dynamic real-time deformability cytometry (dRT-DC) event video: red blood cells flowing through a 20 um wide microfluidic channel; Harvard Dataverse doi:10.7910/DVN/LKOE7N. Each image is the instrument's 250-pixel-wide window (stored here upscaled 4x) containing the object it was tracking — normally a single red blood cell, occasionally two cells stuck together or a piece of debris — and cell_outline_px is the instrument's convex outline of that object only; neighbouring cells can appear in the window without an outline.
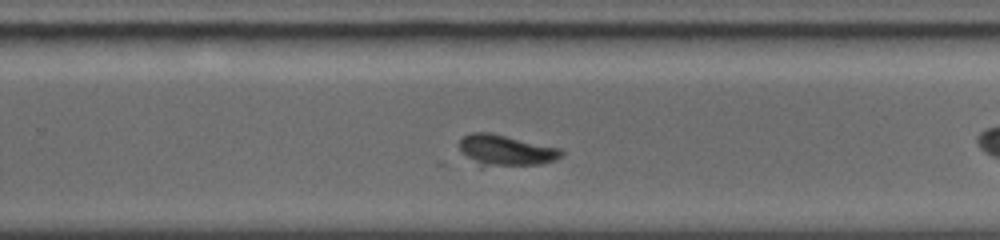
{"species": "common noctule bat (a hibernating species)", "species_latin": "Nyctalus noctula", "temperature_condition": "warm", "stored_images_in_passage": 15, "camera_frame_rate_fps": 5000, "um_per_image_px": 0.085, "animal": {"sex": "female", "body_mass_g": 19.0, "forearm_length_mm": 56.7}, "frame": {"image": 1, "passage_image": 11, "time_ms": 3.8, "image_size_px": [1000, 240], "cell_outline_px": [[564, 156], [556, 160], [544, 164], [480, 168], [460, 148], [460, 140], [464, 136], [472, 132], [492, 132], [564, 148]], "centroid_in_image_um": [43.1, 12.8], "position_along_channel_um": 286.7, "area_um2": 19.13}}
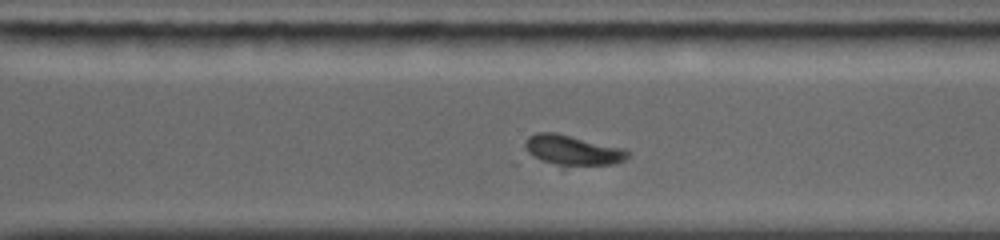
{"frame": {"image": 2, "passage_image": 13, "time_ms": 4.6, "image_size_px": [1000, 240], "cell_outline_px": [[632, 156], [616, 164], [564, 168], [524, 156], [524, 140], [528, 136], [536, 132], [556, 132], [624, 148], [632, 152]], "centroid_in_image_um": [48.61, 12.81], "position_along_channel_um": 322.0, "area_um2": 19.42}}